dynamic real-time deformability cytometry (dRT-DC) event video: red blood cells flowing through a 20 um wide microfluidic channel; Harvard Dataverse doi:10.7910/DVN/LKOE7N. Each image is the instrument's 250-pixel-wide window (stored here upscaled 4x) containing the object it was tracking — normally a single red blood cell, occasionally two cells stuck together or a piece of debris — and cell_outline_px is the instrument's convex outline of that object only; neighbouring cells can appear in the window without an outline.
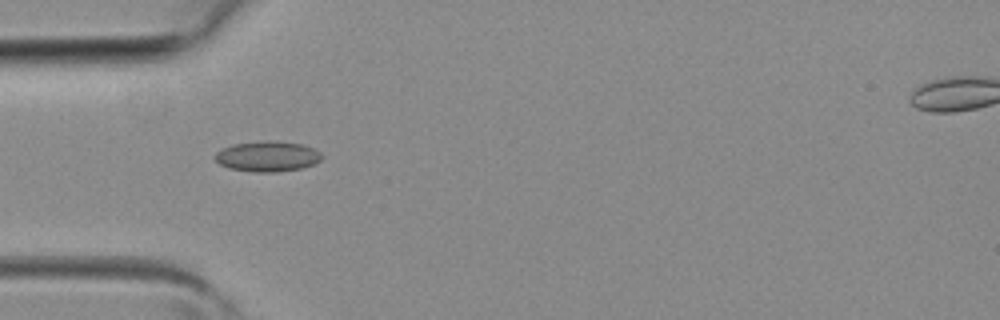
{"species": "common noctule bat (a hibernating species)", "species_latin": "Nyctalus noctula", "temperature_condition": "room temperature", "stored_images_in_passage": 5, "camera_frame_rate_fps": 3000, "um_per_image_px": 0.085, "animal": {"sex": "female", "body_mass_g": 19.3, "forearm_length_mm": 54.1}, "frame": {"image": 1, "passage_image": 5, "time_ms": 1.333, "image_size_px": [1000, 320], "cell_outline_px": [[324, 156], [320, 160], [312, 164], [300, 168], [276, 172], [256, 172], [228, 168], [220, 164], [212, 156], [220, 148], [232, 144], [264, 140], [276, 140], [300, 144], [312, 148], [320, 152]], "centroid_in_image_um": [22.68, 13.27], "position_along_channel_um": 62.3, "area_um2": 19.07}}